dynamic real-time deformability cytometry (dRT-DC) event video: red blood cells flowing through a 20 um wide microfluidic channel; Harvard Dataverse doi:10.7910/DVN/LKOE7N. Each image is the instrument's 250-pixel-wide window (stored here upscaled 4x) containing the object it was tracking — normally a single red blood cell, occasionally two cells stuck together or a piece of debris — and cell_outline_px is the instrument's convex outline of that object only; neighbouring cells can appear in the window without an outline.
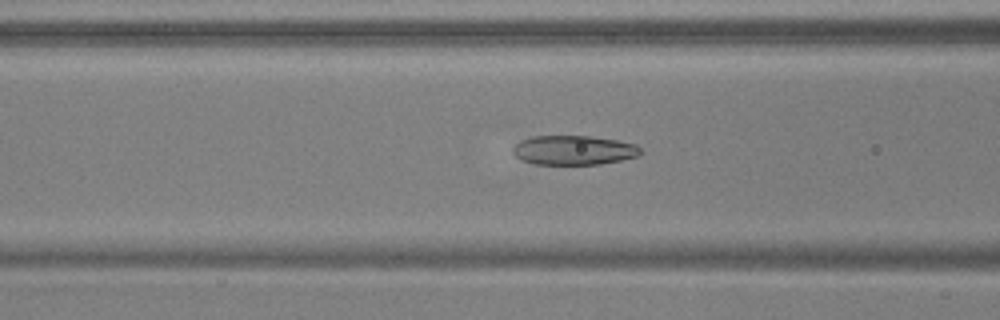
{"species": "common noctule bat (a hibernating species)", "species_latin": "Nyctalus noctula", "temperature_condition": "warm", "stored_images_in_passage": 53, "camera_frame_rate_fps": 3000, "um_per_image_px": 0.085, "animal": {"sex": "male", "body_mass_g": 17.9, "forearm_length_mm": 54.2}, "frame": {"image": 1, "passage_image": 21, "time_ms": 6.667, "image_size_px": [1000, 320], "cell_outline_px": [[640, 152], [636, 156], [620, 160], [600, 164], [532, 164], [516, 156], [512, 152], [512, 148], [520, 140], [532, 136], [588, 136], [616, 140], [636, 144], [640, 148]], "centroid_in_image_um": [48.73, 12.76], "position_along_channel_um": 117.9, "area_um2": 21.68}}
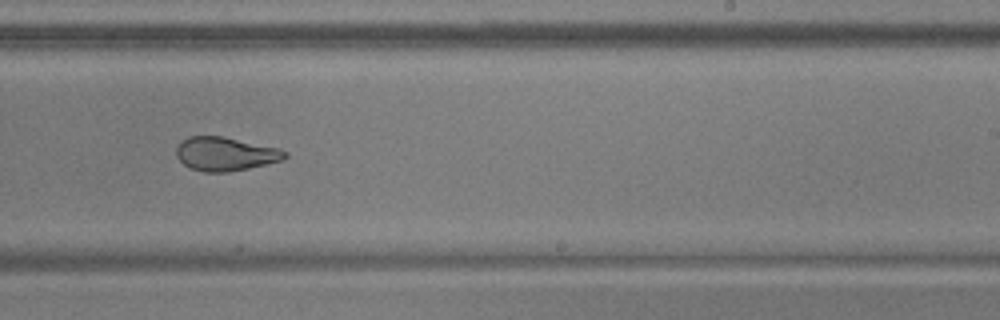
{"frame": {"image": 2, "passage_image": 33, "time_ms": 10.667, "image_size_px": [1000, 320], "cell_outline_px": [[288, 156], [284, 160], [248, 168], [228, 172], [204, 172], [192, 168], [184, 164], [176, 156], [176, 148], [180, 140], [188, 136], [224, 136], [280, 148], [288, 152]], "centroid_in_image_um": [19.17, 13.07], "position_along_channel_um": 269.8, "area_um2": 21.56}}
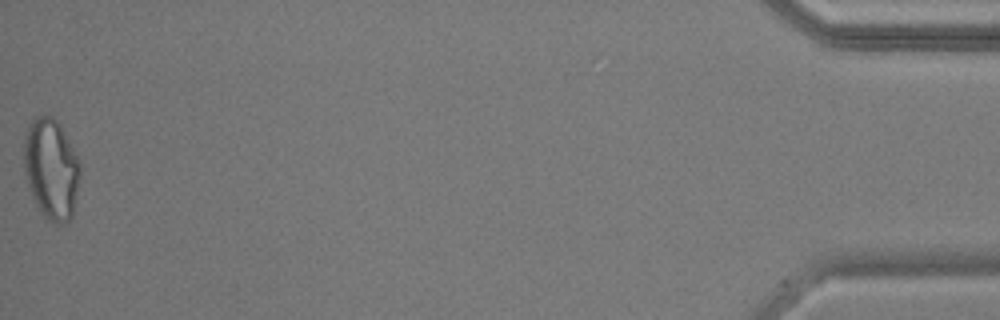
{"frame": {"image": 3, "passage_image": 53, "time_ms": 17.333, "image_size_px": [1000, 320], "cell_outline_px": [[80, 176], [72, 216], [68, 220], [60, 224], [56, 224], [48, 220], [44, 216], [36, 204], [32, 196], [24, 172], [24, 136], [28, 124], [36, 116], [52, 116], [60, 124], [80, 164]], "centroid_in_image_um": [4.33, 14.35], "position_along_channel_um": 430.9, "area_um2": 32.77}, "authors_computed_cell_mechanics": {"area_um2": 24.3916, "velocity_mm_per_s": 3.8041, "shape_relaxation_time_tau1_ms": 7.5265, "shape_relaxation_time_tau2_ms": 1.7552, "deformation_change_tau1": 0.2168, "deformation_change_tau2": 0.0846}}